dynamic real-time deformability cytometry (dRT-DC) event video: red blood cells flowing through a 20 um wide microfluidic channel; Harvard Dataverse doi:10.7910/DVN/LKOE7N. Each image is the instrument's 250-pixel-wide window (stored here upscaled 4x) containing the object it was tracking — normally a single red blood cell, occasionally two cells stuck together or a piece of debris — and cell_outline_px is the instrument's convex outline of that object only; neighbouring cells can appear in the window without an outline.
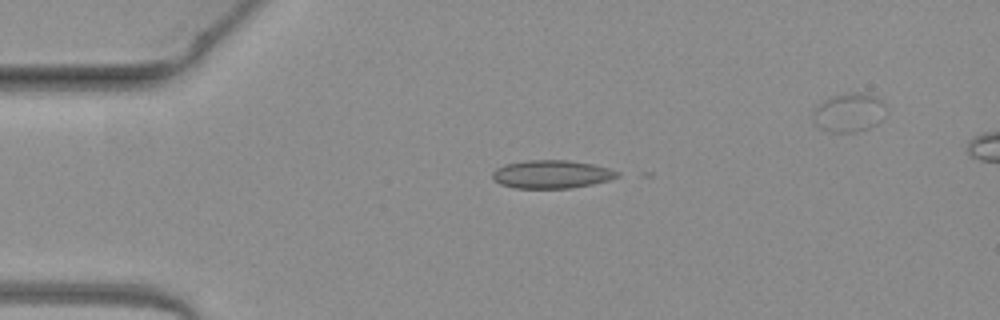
{"species": "common noctule bat (a hibernating species)", "species_latin": "Nyctalus noctula", "temperature_condition": "warm", "stored_images_in_passage": 23, "camera_frame_rate_fps": 3000, "um_per_image_px": 0.085, "animal": {"sex": "female", "body_mass_g": 19.3, "forearm_length_mm": 54.1}, "frame": {"image": 1, "passage_image": 1, "time_ms": 0.0, "image_size_px": [1000, 320], "cell_outline_px": [[620, 176], [608, 180], [592, 184], [572, 188], [516, 188], [500, 184], [492, 176], [492, 172], [496, 168], [504, 164], [528, 160], [568, 160], [592, 164], [608, 168], [620, 172]], "centroid_in_image_um": [46.89, 14.81], "position_along_channel_um": 38.1, "area_um2": 20.46}}
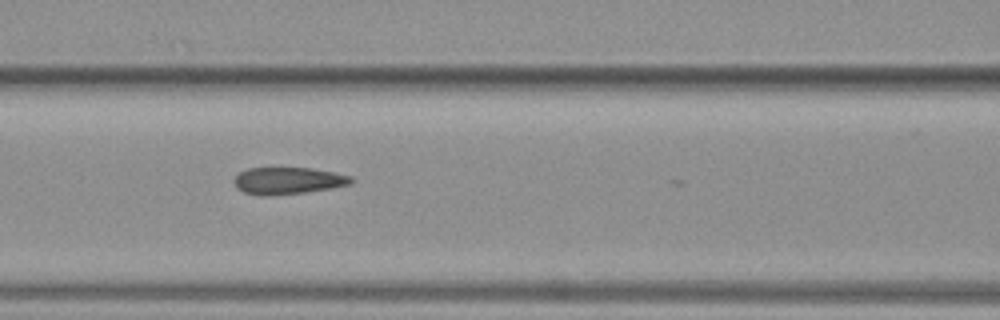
{"frame": {"image": 2, "passage_image": 11, "time_ms": 3.333, "image_size_px": [1000, 320], "cell_outline_px": [[352, 184], [332, 188], [304, 192], [268, 196], [260, 196], [244, 192], [236, 188], [232, 180], [240, 172], [248, 168], [312, 168], [352, 176]], "centroid_in_image_um": [24.45, 15.36], "position_along_channel_um": 142.2, "area_um2": 18.44}}
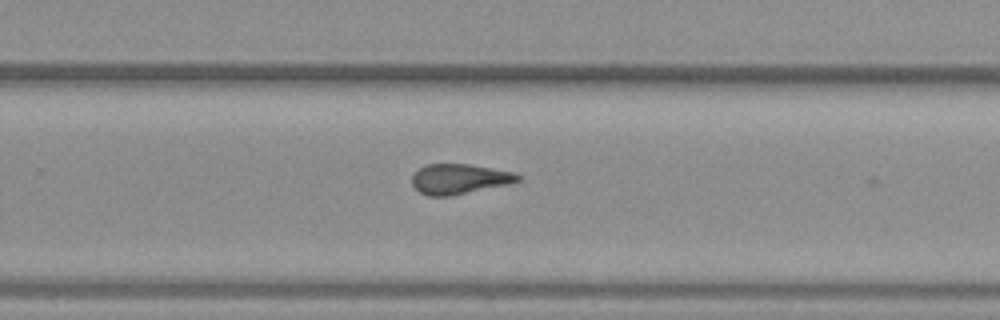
{"frame": {"image": 3, "passage_image": 22, "time_ms": 7.0, "image_size_px": [1000, 320], "cell_outline_px": [[520, 180], [512, 184], [452, 196], [428, 196], [420, 192], [412, 184], [412, 176], [420, 168], [428, 164], [468, 164], [512, 172], [520, 176]], "centroid_in_image_um": [39.06, 15.23], "position_along_channel_um": 290.7, "area_um2": 18.55}}